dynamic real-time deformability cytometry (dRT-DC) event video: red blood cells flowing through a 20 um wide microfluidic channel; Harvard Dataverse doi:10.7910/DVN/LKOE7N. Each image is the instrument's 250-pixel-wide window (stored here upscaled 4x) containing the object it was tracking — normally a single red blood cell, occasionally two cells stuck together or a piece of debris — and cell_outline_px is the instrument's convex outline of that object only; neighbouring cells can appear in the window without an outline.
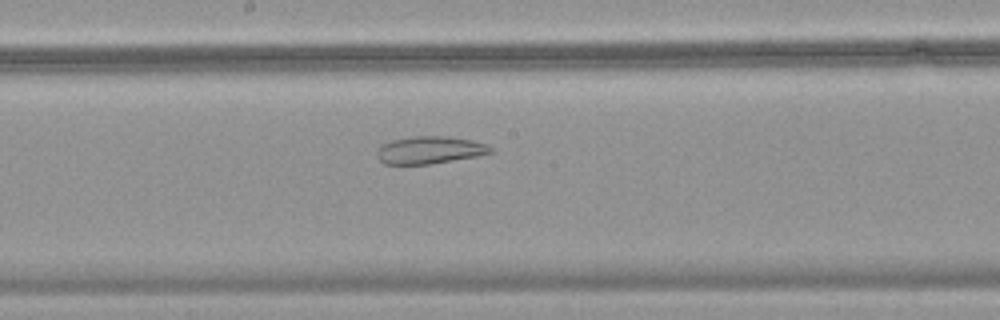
{"species": "common noctule bat (a hibernating species)", "species_latin": "Nyctalus noctula", "temperature_condition": "warm", "stored_images_in_passage": 45, "camera_frame_rate_fps": 3000, "um_per_image_px": 0.085, "animal": {"sex": "female", "body_mass_g": 18.4}, "frame": {"image": 1, "passage_image": 23, "time_ms": 7.333, "image_size_px": [1000, 320], "cell_outline_px": [[496, 152], [480, 156], [428, 164], [384, 164], [376, 156], [376, 152], [380, 144], [392, 140], [412, 136], [444, 136], [472, 140], [488, 144]], "centroid_in_image_um": [36.55, 12.75], "position_along_channel_um": 211.7, "area_um2": 18.44}}
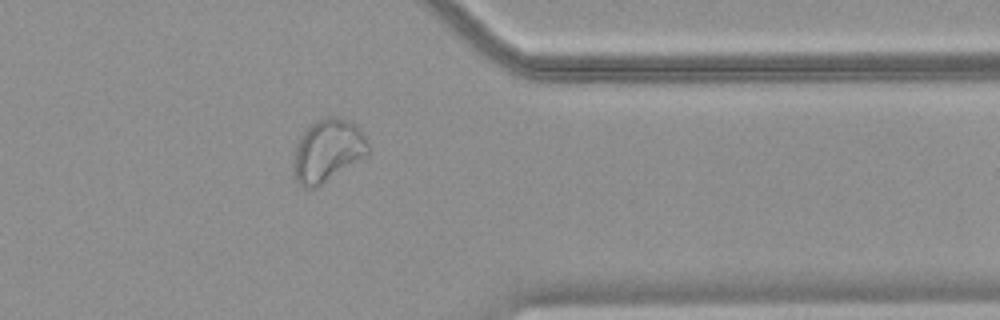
{"frame": {"image": 2, "passage_image": 36, "time_ms": 11.667, "image_size_px": [1000, 320], "cell_outline_px": [[368, 152], [364, 156], [316, 188], [304, 188], [296, 180], [292, 172], [292, 168], [296, 148], [300, 136], [316, 120], [328, 116], [336, 116], [352, 120], [360, 128], [368, 144]], "centroid_in_image_um": [27.83, 12.78], "position_along_channel_um": 383.6, "area_um2": 27.05}}
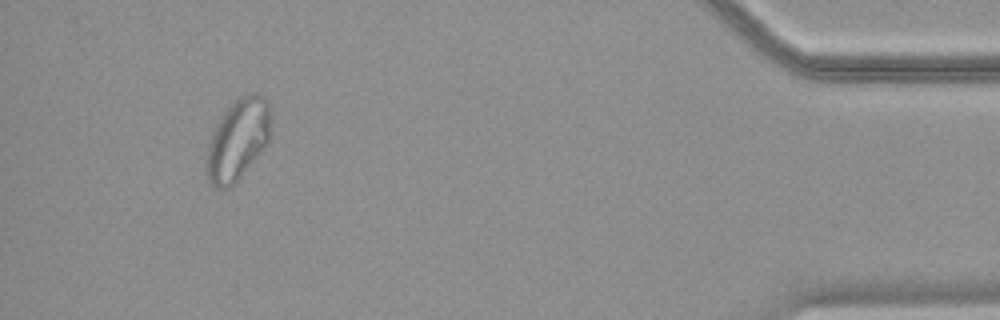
{"frame": {"image": 3, "passage_image": 42, "time_ms": 13.667, "image_size_px": [1000, 320], "cell_outline_px": [[272, 132], [268, 140], [260, 152], [236, 184], [228, 188], [212, 188], [208, 184], [208, 148], [212, 132], [216, 124], [224, 112], [240, 96], [264, 96], [268, 100], [272, 108]], "centroid_in_image_um": [20.26, 11.89], "position_along_channel_um": 414.9, "area_um2": 30.29}}